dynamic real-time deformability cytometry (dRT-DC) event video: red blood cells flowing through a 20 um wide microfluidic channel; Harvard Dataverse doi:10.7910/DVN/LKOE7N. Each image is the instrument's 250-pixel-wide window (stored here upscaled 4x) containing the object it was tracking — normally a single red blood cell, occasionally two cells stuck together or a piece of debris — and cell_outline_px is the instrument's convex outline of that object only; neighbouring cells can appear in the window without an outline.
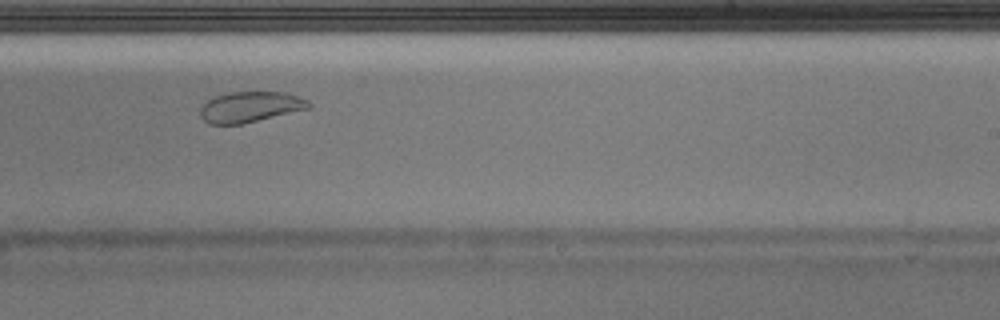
{"species": "Egyptian fruit bat (a non-hibernating species)", "species_latin": "Rousettus aegyptiacus", "temperature_condition": "warm", "stored_images_in_passage": 38, "camera_frame_rate_fps": 3000, "um_per_image_px": 0.085, "animal": {"sex": "male"}, "frame": {"image": 1, "passage_image": 22, "time_ms": 7.0, "image_size_px": [1000, 320], "cell_outline_px": [[312, 108], [244, 124], [208, 124], [200, 116], [200, 108], [208, 100], [216, 96], [228, 92], [284, 92], [308, 100], [312, 104]], "centroid_in_image_um": [21.3, 9.1], "position_along_channel_um": 267.7, "area_um2": 19.54}}